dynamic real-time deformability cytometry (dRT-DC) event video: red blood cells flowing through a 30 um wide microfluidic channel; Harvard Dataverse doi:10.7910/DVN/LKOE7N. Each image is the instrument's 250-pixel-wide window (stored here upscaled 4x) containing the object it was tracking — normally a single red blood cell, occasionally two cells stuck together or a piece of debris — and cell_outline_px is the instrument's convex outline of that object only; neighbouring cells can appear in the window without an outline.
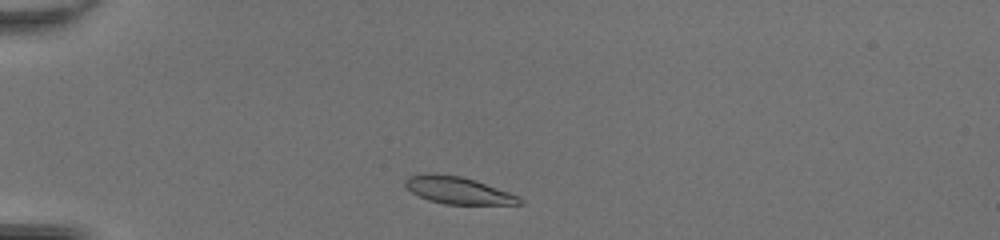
{"species": "common noctule bat (a hibernating species)", "species_latin": "Nyctalus noctula", "temperature_condition": "room temperature", "stored_images_in_passage": 34, "camera_frame_rate_fps": 3000, "um_per_image_px": 0.085, "animal": {"sex": "female", "body_mass_g": 20.0, "forearm_length_mm": 54.0}, "frame": {"image": 1, "passage_image": 2, "time_ms": 0.333, "image_size_px": [1000, 240], "cell_outline_px": [[524, 204], [444, 204], [428, 200], [412, 192], [404, 184], [404, 180], [408, 176], [424, 172], [436, 172], [460, 176], [476, 180], [520, 196], [524, 200]], "centroid_in_image_um": [38.92, 16.15], "position_along_channel_um": 46.1, "area_um2": 18.38}}
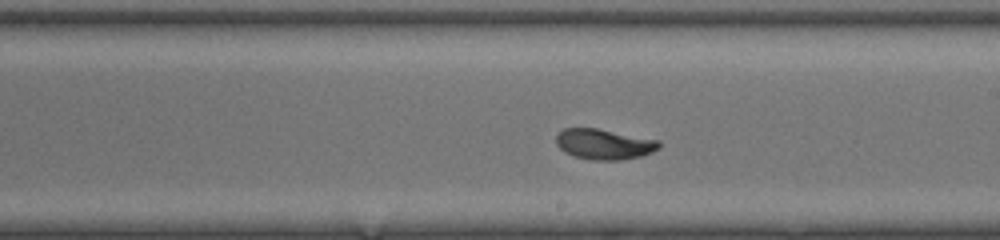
{"frame": {"image": 2, "passage_image": 18, "time_ms": 5.667, "image_size_px": [1000, 240], "cell_outline_px": [[660, 148], [652, 152], [640, 156], [620, 160], [592, 160], [572, 156], [564, 152], [556, 144], [556, 136], [564, 128], [596, 128], [660, 140]], "centroid_in_image_um": [51.34, 12.26], "position_along_channel_um": 237.7, "area_um2": 18.32}}
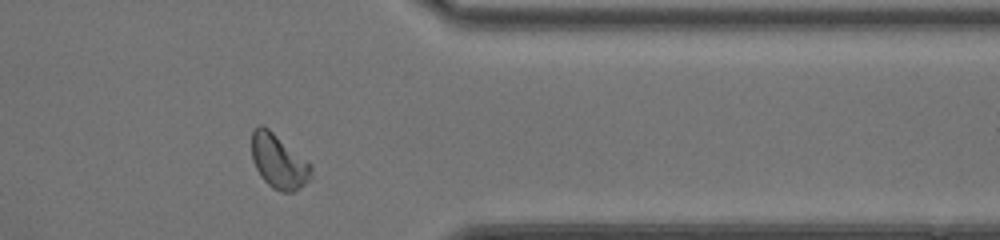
{"frame": {"image": 3, "passage_image": 29, "time_ms": 9.333, "image_size_px": [1000, 240], "cell_outline_px": [[312, 176], [300, 188], [292, 192], [280, 192], [272, 188], [260, 176], [252, 160], [252, 128], [260, 124], [264, 124], [308, 160], [312, 164]], "centroid_in_image_um": [23.69, 13.69], "position_along_channel_um": 387.7, "area_um2": 19.19}, "authors_computed_cell_mechanics": {"area_um2": 18.6694, "velocity_mm_per_s": 4.2996, "shape_relaxation_time_tau1_ms": 3.0356, "shape_relaxation_time_tau2_ms": 1.1671, "deformation_change_tau1": 0.1496, "deformation_change_tau2": 0.0495}}